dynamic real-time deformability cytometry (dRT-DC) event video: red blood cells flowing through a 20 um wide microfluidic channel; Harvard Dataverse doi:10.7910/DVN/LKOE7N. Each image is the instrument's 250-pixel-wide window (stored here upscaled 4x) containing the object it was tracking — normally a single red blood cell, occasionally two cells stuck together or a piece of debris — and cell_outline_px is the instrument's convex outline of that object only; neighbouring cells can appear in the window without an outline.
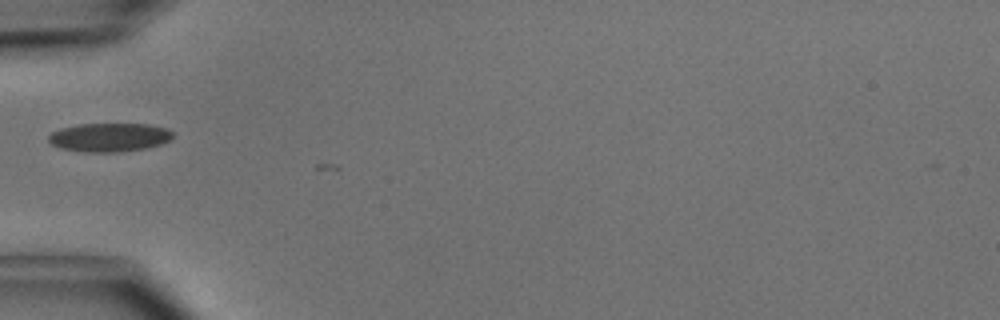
{"species": "common noctule bat (a hibernating species)", "species_latin": "Nyctalus noctula", "temperature_condition": "cold", "stored_images_in_passage": 3, "camera_frame_rate_fps": 3000, "um_per_image_px": 0.085, "animal": {"sex": "male", "body_mass_g": 15.6}, "frame": {"image": 1, "passage_image": 1, "time_ms": 0.0, "image_size_px": [1000, 320], "cell_outline_px": [[172, 136], [168, 140], [160, 144], [148, 148], [116, 152], [84, 152], [60, 148], [52, 144], [48, 140], [48, 136], [52, 132], [60, 128], [80, 124], [148, 124], [168, 128], [172, 132]], "centroid_in_image_um": [9.28, 11.67], "position_along_channel_um": 75.7, "area_um2": 20.75}}